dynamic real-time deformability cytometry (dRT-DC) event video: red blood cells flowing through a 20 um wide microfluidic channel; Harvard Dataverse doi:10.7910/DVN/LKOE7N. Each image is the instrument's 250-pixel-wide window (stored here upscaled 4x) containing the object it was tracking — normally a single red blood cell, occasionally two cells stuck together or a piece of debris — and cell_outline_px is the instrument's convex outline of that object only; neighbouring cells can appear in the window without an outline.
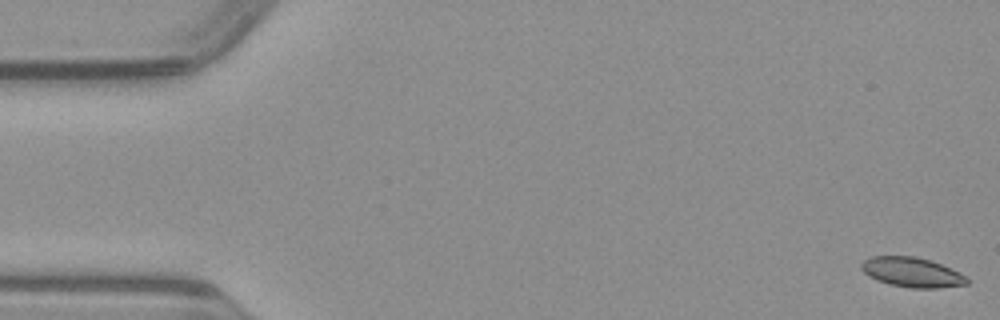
{"species": "common noctule bat (a hibernating species)", "species_latin": "Nyctalus noctula", "temperature_condition": "warm", "stored_images_in_passage": 50, "camera_frame_rate_fps": 3000, "um_per_image_px": 0.085, "animal": {"sex": "male", "body_mass_g": 23.1, "forearm_length_mm": 52.7}, "frame": {"image": 1, "passage_image": 1, "time_ms": 0.0, "image_size_px": [1000, 320], "cell_outline_px": [[968, 284], [940, 288], [912, 288], [888, 284], [876, 280], [868, 276], [860, 268], [860, 264], [864, 260], [872, 256], [916, 256], [932, 260], [960, 272], [968, 276]], "centroid_in_image_um": [77.53, 23.14], "position_along_channel_um": 7.5, "area_um2": 18.61}}
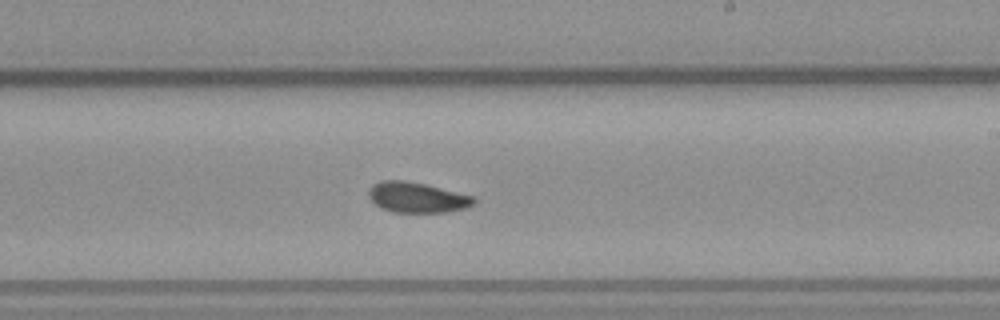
{"frame": {"image": 2, "passage_image": 29, "time_ms": 9.333, "image_size_px": [1000, 320], "cell_outline_px": [[476, 204], [468, 208], [448, 212], [392, 212], [376, 204], [368, 196], [368, 188], [372, 184], [380, 180], [404, 180], [424, 184], [472, 196], [476, 200]], "centroid_in_image_um": [35.44, 16.78], "position_along_channel_um": 253.6, "area_um2": 18.61}}
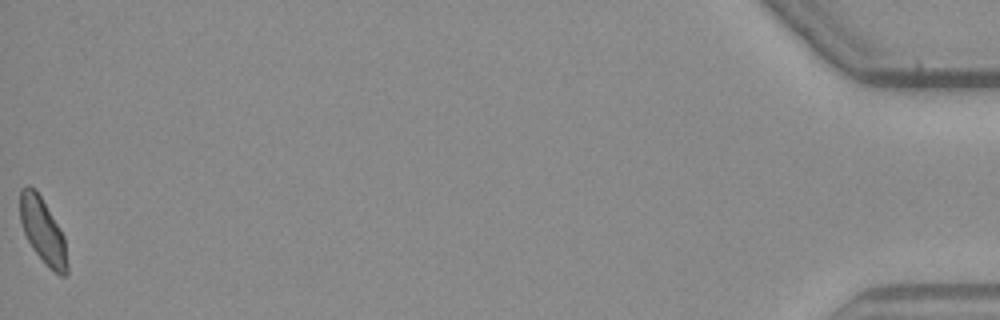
{"frame": {"image": 3, "passage_image": 50, "time_ms": 16.333, "image_size_px": [1000, 320], "cell_outline_px": [[68, 272], [64, 276], [60, 276], [48, 268], [32, 248], [24, 232], [20, 220], [20, 188], [28, 184], [36, 188], [60, 228], [64, 236], [68, 264]], "centroid_in_image_um": [3.64, 19.62], "position_along_channel_um": 431.6, "area_um2": 18.21}}